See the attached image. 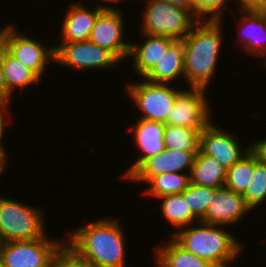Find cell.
Returning <instances> with one entry per match:
<instances>
[{
	"mask_svg": "<svg viewBox=\"0 0 266 267\" xmlns=\"http://www.w3.org/2000/svg\"><path fill=\"white\" fill-rule=\"evenodd\" d=\"M142 80V81H141ZM140 82L127 83L125 90L134 100L132 104L138 107L142 114L140 118L149 121L163 122L167 125V119L172 111L179 87L167 83H154L142 78Z\"/></svg>",
	"mask_w": 266,
	"mask_h": 267,
	"instance_id": "cell-6",
	"label": "cell"
},
{
	"mask_svg": "<svg viewBox=\"0 0 266 267\" xmlns=\"http://www.w3.org/2000/svg\"><path fill=\"white\" fill-rule=\"evenodd\" d=\"M167 241L153 249L156 267H216L211 262L185 250L172 237Z\"/></svg>",
	"mask_w": 266,
	"mask_h": 267,
	"instance_id": "cell-20",
	"label": "cell"
},
{
	"mask_svg": "<svg viewBox=\"0 0 266 267\" xmlns=\"http://www.w3.org/2000/svg\"><path fill=\"white\" fill-rule=\"evenodd\" d=\"M2 70L7 91L12 95L16 89L23 94L29 85H38L41 79L24 64L12 56L6 49L2 52Z\"/></svg>",
	"mask_w": 266,
	"mask_h": 267,
	"instance_id": "cell-22",
	"label": "cell"
},
{
	"mask_svg": "<svg viewBox=\"0 0 266 267\" xmlns=\"http://www.w3.org/2000/svg\"><path fill=\"white\" fill-rule=\"evenodd\" d=\"M251 212L246 206L242 194L222 186L215 190L201 222L223 227H227L229 224L233 226Z\"/></svg>",
	"mask_w": 266,
	"mask_h": 267,
	"instance_id": "cell-14",
	"label": "cell"
},
{
	"mask_svg": "<svg viewBox=\"0 0 266 267\" xmlns=\"http://www.w3.org/2000/svg\"><path fill=\"white\" fill-rule=\"evenodd\" d=\"M158 199H161L160 212L165 217V221H168L175 230L178 231L181 228L188 227L191 224L199 222L191 213V209L184 201L181 194L165 195Z\"/></svg>",
	"mask_w": 266,
	"mask_h": 267,
	"instance_id": "cell-23",
	"label": "cell"
},
{
	"mask_svg": "<svg viewBox=\"0 0 266 267\" xmlns=\"http://www.w3.org/2000/svg\"><path fill=\"white\" fill-rule=\"evenodd\" d=\"M196 224L181 228L170 235L185 250L216 267H233L230 266L231 262L233 264L239 258L238 255H241L245 245L234 234L225 230V226L223 228L201 221Z\"/></svg>",
	"mask_w": 266,
	"mask_h": 267,
	"instance_id": "cell-3",
	"label": "cell"
},
{
	"mask_svg": "<svg viewBox=\"0 0 266 267\" xmlns=\"http://www.w3.org/2000/svg\"><path fill=\"white\" fill-rule=\"evenodd\" d=\"M263 139V140H262ZM251 144L252 150L257 154L258 158L266 164V138H262Z\"/></svg>",
	"mask_w": 266,
	"mask_h": 267,
	"instance_id": "cell-33",
	"label": "cell"
},
{
	"mask_svg": "<svg viewBox=\"0 0 266 267\" xmlns=\"http://www.w3.org/2000/svg\"><path fill=\"white\" fill-rule=\"evenodd\" d=\"M102 10L98 6L89 8L86 5L83 6L80 3L75 4L73 2L68 7L67 14L63 18V23L60 27L62 39L59 43L89 40L95 20Z\"/></svg>",
	"mask_w": 266,
	"mask_h": 267,
	"instance_id": "cell-18",
	"label": "cell"
},
{
	"mask_svg": "<svg viewBox=\"0 0 266 267\" xmlns=\"http://www.w3.org/2000/svg\"><path fill=\"white\" fill-rule=\"evenodd\" d=\"M223 18L199 20L181 40L184 46V75L188 87L207 89L212 82L223 44Z\"/></svg>",
	"mask_w": 266,
	"mask_h": 267,
	"instance_id": "cell-2",
	"label": "cell"
},
{
	"mask_svg": "<svg viewBox=\"0 0 266 267\" xmlns=\"http://www.w3.org/2000/svg\"><path fill=\"white\" fill-rule=\"evenodd\" d=\"M167 3H171L175 6L182 7L188 11H190L194 15V5L193 0H159Z\"/></svg>",
	"mask_w": 266,
	"mask_h": 267,
	"instance_id": "cell-34",
	"label": "cell"
},
{
	"mask_svg": "<svg viewBox=\"0 0 266 267\" xmlns=\"http://www.w3.org/2000/svg\"><path fill=\"white\" fill-rule=\"evenodd\" d=\"M241 6L249 8H266V0H245Z\"/></svg>",
	"mask_w": 266,
	"mask_h": 267,
	"instance_id": "cell-36",
	"label": "cell"
},
{
	"mask_svg": "<svg viewBox=\"0 0 266 267\" xmlns=\"http://www.w3.org/2000/svg\"><path fill=\"white\" fill-rule=\"evenodd\" d=\"M208 89L189 87L181 90L170 112L167 125L185 128H204L210 121L212 106L206 97Z\"/></svg>",
	"mask_w": 266,
	"mask_h": 267,
	"instance_id": "cell-9",
	"label": "cell"
},
{
	"mask_svg": "<svg viewBox=\"0 0 266 267\" xmlns=\"http://www.w3.org/2000/svg\"><path fill=\"white\" fill-rule=\"evenodd\" d=\"M98 1H102L101 2L102 4H99L98 5L99 8H102V9H119L117 7H114V6L111 7L108 4L109 3H112V4H115L116 3L117 4V3H120L122 0H98ZM103 2H105V3L107 2L108 4L107 5L106 4L103 5Z\"/></svg>",
	"mask_w": 266,
	"mask_h": 267,
	"instance_id": "cell-38",
	"label": "cell"
},
{
	"mask_svg": "<svg viewBox=\"0 0 266 267\" xmlns=\"http://www.w3.org/2000/svg\"><path fill=\"white\" fill-rule=\"evenodd\" d=\"M262 59L264 60L262 62V66H265V69H266V54H265V56Z\"/></svg>",
	"mask_w": 266,
	"mask_h": 267,
	"instance_id": "cell-39",
	"label": "cell"
},
{
	"mask_svg": "<svg viewBox=\"0 0 266 267\" xmlns=\"http://www.w3.org/2000/svg\"><path fill=\"white\" fill-rule=\"evenodd\" d=\"M44 209L0 196V234L4 242L45 237Z\"/></svg>",
	"mask_w": 266,
	"mask_h": 267,
	"instance_id": "cell-4",
	"label": "cell"
},
{
	"mask_svg": "<svg viewBox=\"0 0 266 267\" xmlns=\"http://www.w3.org/2000/svg\"><path fill=\"white\" fill-rule=\"evenodd\" d=\"M13 24H8L4 28L0 27V53H2L6 48V37Z\"/></svg>",
	"mask_w": 266,
	"mask_h": 267,
	"instance_id": "cell-35",
	"label": "cell"
},
{
	"mask_svg": "<svg viewBox=\"0 0 266 267\" xmlns=\"http://www.w3.org/2000/svg\"><path fill=\"white\" fill-rule=\"evenodd\" d=\"M12 95L7 91L2 70V53H0V103L10 102Z\"/></svg>",
	"mask_w": 266,
	"mask_h": 267,
	"instance_id": "cell-32",
	"label": "cell"
},
{
	"mask_svg": "<svg viewBox=\"0 0 266 267\" xmlns=\"http://www.w3.org/2000/svg\"><path fill=\"white\" fill-rule=\"evenodd\" d=\"M3 244H4V240L2 239V236L0 234V248L2 247Z\"/></svg>",
	"mask_w": 266,
	"mask_h": 267,
	"instance_id": "cell-40",
	"label": "cell"
},
{
	"mask_svg": "<svg viewBox=\"0 0 266 267\" xmlns=\"http://www.w3.org/2000/svg\"><path fill=\"white\" fill-rule=\"evenodd\" d=\"M203 129L166 125L165 147L174 151H199L200 133Z\"/></svg>",
	"mask_w": 266,
	"mask_h": 267,
	"instance_id": "cell-25",
	"label": "cell"
},
{
	"mask_svg": "<svg viewBox=\"0 0 266 267\" xmlns=\"http://www.w3.org/2000/svg\"><path fill=\"white\" fill-rule=\"evenodd\" d=\"M199 151H174L165 148L162 152L146 159L127 181L147 183L152 177L166 173H190ZM187 171V172H186Z\"/></svg>",
	"mask_w": 266,
	"mask_h": 267,
	"instance_id": "cell-13",
	"label": "cell"
},
{
	"mask_svg": "<svg viewBox=\"0 0 266 267\" xmlns=\"http://www.w3.org/2000/svg\"><path fill=\"white\" fill-rule=\"evenodd\" d=\"M240 12L238 18H241L242 29L238 32L242 35L240 38L241 47L247 52L248 56L262 59L266 54V8H249L237 6ZM243 20V21H242Z\"/></svg>",
	"mask_w": 266,
	"mask_h": 267,
	"instance_id": "cell-16",
	"label": "cell"
},
{
	"mask_svg": "<svg viewBox=\"0 0 266 267\" xmlns=\"http://www.w3.org/2000/svg\"><path fill=\"white\" fill-rule=\"evenodd\" d=\"M166 124L163 122L137 119L133 122V143L139 150V157L129 169L124 171L121 179H127L146 159L162 152L166 147L164 143V132Z\"/></svg>",
	"mask_w": 266,
	"mask_h": 267,
	"instance_id": "cell-15",
	"label": "cell"
},
{
	"mask_svg": "<svg viewBox=\"0 0 266 267\" xmlns=\"http://www.w3.org/2000/svg\"><path fill=\"white\" fill-rule=\"evenodd\" d=\"M141 14V33L182 40L199 21L190 11L159 0H146Z\"/></svg>",
	"mask_w": 266,
	"mask_h": 267,
	"instance_id": "cell-5",
	"label": "cell"
},
{
	"mask_svg": "<svg viewBox=\"0 0 266 267\" xmlns=\"http://www.w3.org/2000/svg\"><path fill=\"white\" fill-rule=\"evenodd\" d=\"M12 26L6 37V50L18 61L30 68L41 80L47 66L55 63V47L21 34ZM52 61V62H51Z\"/></svg>",
	"mask_w": 266,
	"mask_h": 267,
	"instance_id": "cell-12",
	"label": "cell"
},
{
	"mask_svg": "<svg viewBox=\"0 0 266 267\" xmlns=\"http://www.w3.org/2000/svg\"><path fill=\"white\" fill-rule=\"evenodd\" d=\"M51 267H94L87 259L81 257L66 242L54 255Z\"/></svg>",
	"mask_w": 266,
	"mask_h": 267,
	"instance_id": "cell-30",
	"label": "cell"
},
{
	"mask_svg": "<svg viewBox=\"0 0 266 267\" xmlns=\"http://www.w3.org/2000/svg\"><path fill=\"white\" fill-rule=\"evenodd\" d=\"M142 195L160 198L165 195L181 194L190 185V173H166L152 177Z\"/></svg>",
	"mask_w": 266,
	"mask_h": 267,
	"instance_id": "cell-24",
	"label": "cell"
},
{
	"mask_svg": "<svg viewBox=\"0 0 266 267\" xmlns=\"http://www.w3.org/2000/svg\"><path fill=\"white\" fill-rule=\"evenodd\" d=\"M227 131L211 120L200 133L199 146L202 153L215 158L225 170L232 167L252 149L251 145L241 147L242 144L236 136Z\"/></svg>",
	"mask_w": 266,
	"mask_h": 267,
	"instance_id": "cell-11",
	"label": "cell"
},
{
	"mask_svg": "<svg viewBox=\"0 0 266 267\" xmlns=\"http://www.w3.org/2000/svg\"><path fill=\"white\" fill-rule=\"evenodd\" d=\"M10 105L9 102L6 103H0V148H5L4 147V142L2 141L3 136H4V128L6 125V120H9L11 117V113H10V108L8 107ZM7 118V119H6Z\"/></svg>",
	"mask_w": 266,
	"mask_h": 267,
	"instance_id": "cell-31",
	"label": "cell"
},
{
	"mask_svg": "<svg viewBox=\"0 0 266 267\" xmlns=\"http://www.w3.org/2000/svg\"><path fill=\"white\" fill-rule=\"evenodd\" d=\"M119 219L96 220L68 232L65 242L94 267H128Z\"/></svg>",
	"mask_w": 266,
	"mask_h": 267,
	"instance_id": "cell-1",
	"label": "cell"
},
{
	"mask_svg": "<svg viewBox=\"0 0 266 267\" xmlns=\"http://www.w3.org/2000/svg\"><path fill=\"white\" fill-rule=\"evenodd\" d=\"M226 170L219 162L200 150L190 172V183L199 186L219 188L224 186Z\"/></svg>",
	"mask_w": 266,
	"mask_h": 267,
	"instance_id": "cell-21",
	"label": "cell"
},
{
	"mask_svg": "<svg viewBox=\"0 0 266 267\" xmlns=\"http://www.w3.org/2000/svg\"><path fill=\"white\" fill-rule=\"evenodd\" d=\"M55 63L81 71L111 69L120 61L107 49L87 40L54 44Z\"/></svg>",
	"mask_w": 266,
	"mask_h": 267,
	"instance_id": "cell-8",
	"label": "cell"
},
{
	"mask_svg": "<svg viewBox=\"0 0 266 267\" xmlns=\"http://www.w3.org/2000/svg\"><path fill=\"white\" fill-rule=\"evenodd\" d=\"M228 2L229 0H193L194 16L198 20H220Z\"/></svg>",
	"mask_w": 266,
	"mask_h": 267,
	"instance_id": "cell-29",
	"label": "cell"
},
{
	"mask_svg": "<svg viewBox=\"0 0 266 267\" xmlns=\"http://www.w3.org/2000/svg\"><path fill=\"white\" fill-rule=\"evenodd\" d=\"M238 1V2H237ZM245 0H236V4L238 3L239 5H241Z\"/></svg>",
	"mask_w": 266,
	"mask_h": 267,
	"instance_id": "cell-41",
	"label": "cell"
},
{
	"mask_svg": "<svg viewBox=\"0 0 266 267\" xmlns=\"http://www.w3.org/2000/svg\"><path fill=\"white\" fill-rule=\"evenodd\" d=\"M51 239L48 234L39 239L4 242L0 248L1 267H51L57 250L65 242Z\"/></svg>",
	"mask_w": 266,
	"mask_h": 267,
	"instance_id": "cell-7",
	"label": "cell"
},
{
	"mask_svg": "<svg viewBox=\"0 0 266 267\" xmlns=\"http://www.w3.org/2000/svg\"><path fill=\"white\" fill-rule=\"evenodd\" d=\"M246 206L253 211L266 201V164L254 152L253 178L243 194Z\"/></svg>",
	"mask_w": 266,
	"mask_h": 267,
	"instance_id": "cell-27",
	"label": "cell"
},
{
	"mask_svg": "<svg viewBox=\"0 0 266 267\" xmlns=\"http://www.w3.org/2000/svg\"><path fill=\"white\" fill-rule=\"evenodd\" d=\"M6 148H0V173H3V171H5V166L7 165V150H5Z\"/></svg>",
	"mask_w": 266,
	"mask_h": 267,
	"instance_id": "cell-37",
	"label": "cell"
},
{
	"mask_svg": "<svg viewBox=\"0 0 266 267\" xmlns=\"http://www.w3.org/2000/svg\"><path fill=\"white\" fill-rule=\"evenodd\" d=\"M254 151L251 149L237 163L226 170L224 186L238 194H244L253 178Z\"/></svg>",
	"mask_w": 266,
	"mask_h": 267,
	"instance_id": "cell-26",
	"label": "cell"
},
{
	"mask_svg": "<svg viewBox=\"0 0 266 267\" xmlns=\"http://www.w3.org/2000/svg\"><path fill=\"white\" fill-rule=\"evenodd\" d=\"M140 34L143 38L145 37V40L140 43L130 42L129 57L133 60V71L140 78H144L176 40L166 36Z\"/></svg>",
	"mask_w": 266,
	"mask_h": 267,
	"instance_id": "cell-17",
	"label": "cell"
},
{
	"mask_svg": "<svg viewBox=\"0 0 266 267\" xmlns=\"http://www.w3.org/2000/svg\"><path fill=\"white\" fill-rule=\"evenodd\" d=\"M154 83L172 84L184 75V46L181 40H176L157 62L155 67L144 77Z\"/></svg>",
	"mask_w": 266,
	"mask_h": 267,
	"instance_id": "cell-19",
	"label": "cell"
},
{
	"mask_svg": "<svg viewBox=\"0 0 266 267\" xmlns=\"http://www.w3.org/2000/svg\"><path fill=\"white\" fill-rule=\"evenodd\" d=\"M215 188L191 184L181 193L184 201H187L192 215L198 220L204 219L209 203L212 200Z\"/></svg>",
	"mask_w": 266,
	"mask_h": 267,
	"instance_id": "cell-28",
	"label": "cell"
},
{
	"mask_svg": "<svg viewBox=\"0 0 266 267\" xmlns=\"http://www.w3.org/2000/svg\"><path fill=\"white\" fill-rule=\"evenodd\" d=\"M123 14L120 9H103L98 14L89 37V41L110 51L120 62L129 58L130 53V43L124 39Z\"/></svg>",
	"mask_w": 266,
	"mask_h": 267,
	"instance_id": "cell-10",
	"label": "cell"
}]
</instances>
